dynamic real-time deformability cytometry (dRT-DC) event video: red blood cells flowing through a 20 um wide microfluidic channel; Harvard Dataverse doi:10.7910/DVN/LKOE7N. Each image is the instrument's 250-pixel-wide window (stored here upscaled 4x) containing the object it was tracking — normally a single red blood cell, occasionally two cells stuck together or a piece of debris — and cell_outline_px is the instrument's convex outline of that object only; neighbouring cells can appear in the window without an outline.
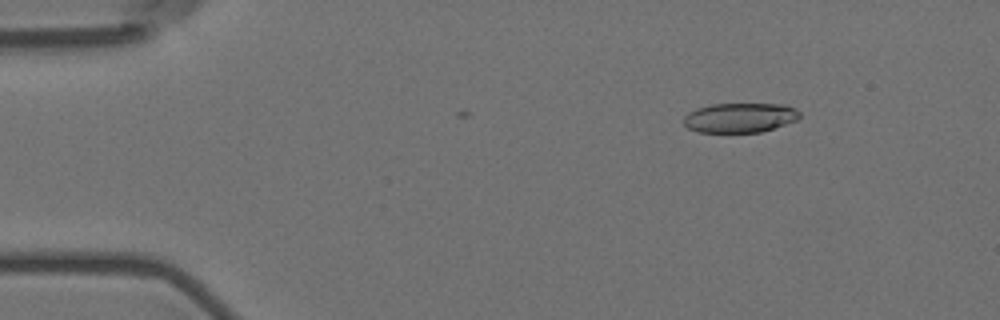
{"species": "Egyptian fruit bat (a non-hibernating species)", "species_latin": "Rousettus aegyptiacus", "temperature_condition": "room temperature", "stored_images_in_passage": 6, "camera_frame_rate_fps": 3000, "um_per_image_px": 0.085, "animal": {"sex": "female"}, "frame": {"image": 1, "passage_image": 3, "time_ms": 0.667, "image_size_px": [1000, 320], "cell_outline_px": [[800, 116], [796, 120], [760, 132], [700, 132], [688, 128], [684, 124], [684, 116], [688, 112], [696, 108], [712, 104], [784, 104], [800, 112]], "centroid_in_image_um": [62.85, 10.0], "position_along_channel_um": 22.1, "area_um2": 19.83}}